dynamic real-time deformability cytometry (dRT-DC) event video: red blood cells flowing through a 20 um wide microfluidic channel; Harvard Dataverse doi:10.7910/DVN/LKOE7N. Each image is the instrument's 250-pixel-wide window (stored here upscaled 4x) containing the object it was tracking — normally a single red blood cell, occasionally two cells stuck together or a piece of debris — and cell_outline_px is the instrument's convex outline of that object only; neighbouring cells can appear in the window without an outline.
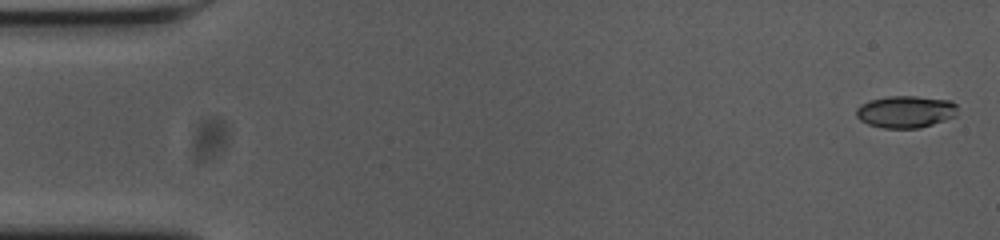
{"species": "common noctule bat (a hibernating species)", "species_latin": "Nyctalus noctula", "temperature_condition": "cold", "stored_images_in_passage": 53, "camera_frame_rate_fps": 3000, "um_per_image_px": 0.085, "animal": {"sex": "female", "body_mass_g": 23.0, "forearm_length_mm": 53.4}, "frame": {"image": 1, "passage_image": 1, "time_ms": 0.0, "image_size_px": [1000, 240], "cell_outline_px": [[956, 116], [920, 128], [884, 128], [868, 124], [860, 120], [856, 116], [856, 108], [860, 104], [868, 100], [888, 96], [916, 96], [952, 100], [956, 104]], "centroid_in_image_um": [76.96, 9.48], "position_along_channel_um": 8.0, "area_um2": 19.07}}
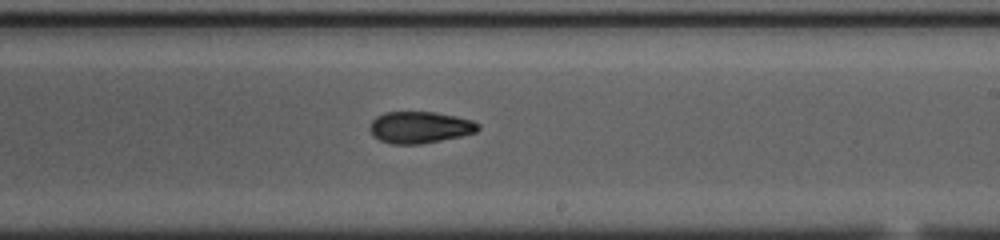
{"frame": {"image": 2, "passage_image": 32, "time_ms": 10.333, "image_size_px": [1000, 240], "cell_outline_px": [[480, 128], [476, 132], [460, 136], [420, 144], [392, 144], [380, 140], [372, 136], [368, 128], [368, 124], [376, 116], [384, 112], [436, 112], [456, 116], [472, 120], [480, 124]], "centroid_in_image_um": [35.65, 10.81], "position_along_channel_um": 253.4, "area_um2": 20.17}}
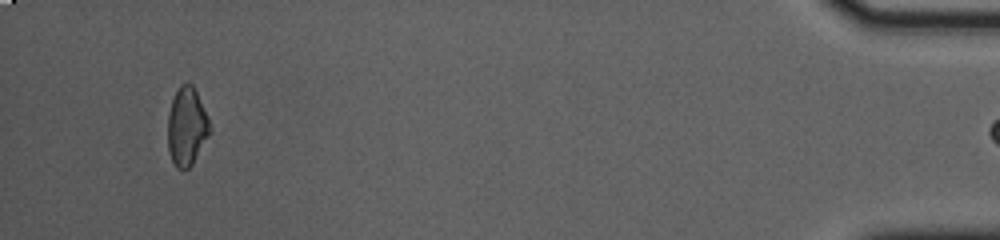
{"frame": {"image": 3, "passage_image": 52, "time_ms": 17.0, "image_size_px": [1000, 240], "cell_outline_px": [[208, 136], [192, 164], [184, 172], [176, 168], [168, 152], [168, 112], [172, 100], [180, 84], [192, 84], [208, 116]], "centroid_in_image_um": [15.84, 10.79], "position_along_channel_um": 419.4, "area_um2": 18.9}}